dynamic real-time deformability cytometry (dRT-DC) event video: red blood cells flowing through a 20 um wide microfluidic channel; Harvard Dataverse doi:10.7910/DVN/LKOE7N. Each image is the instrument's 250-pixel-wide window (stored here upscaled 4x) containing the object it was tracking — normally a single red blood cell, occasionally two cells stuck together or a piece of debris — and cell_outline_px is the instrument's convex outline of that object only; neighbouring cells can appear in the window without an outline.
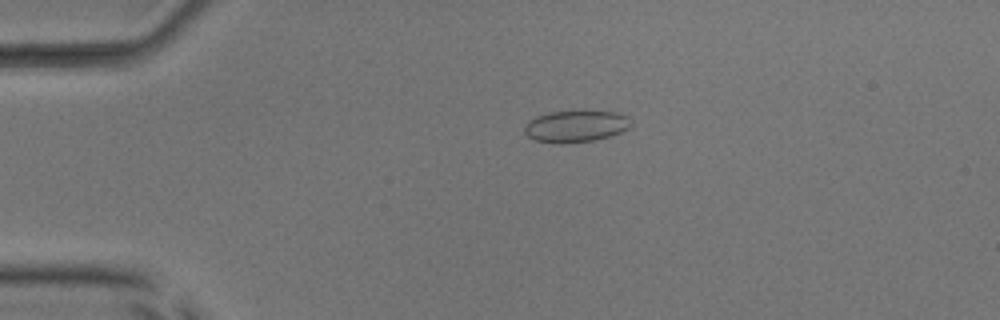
{"species": "common noctule bat (a hibernating species)", "species_latin": "Nyctalus noctula", "temperature_condition": "room temperature", "stored_images_in_passage": 52, "camera_frame_rate_fps": 3000, "um_per_image_px": 0.085, "animal": {"sex": "male", "body_mass_g": 17.9, "forearm_length_mm": 54.2}, "frame": {"image": 1, "passage_image": 12, "time_ms": 3.667, "image_size_px": [1000, 320], "cell_outline_px": [[632, 124], [628, 128], [620, 132], [608, 136], [592, 140], [564, 144], [536, 140], [528, 136], [524, 132], [524, 124], [528, 120], [536, 116], [548, 112], [584, 108], [616, 112], [628, 116]], "centroid_in_image_um": [48.93, 10.67], "position_along_channel_um": 36.1, "area_um2": 20.4}}
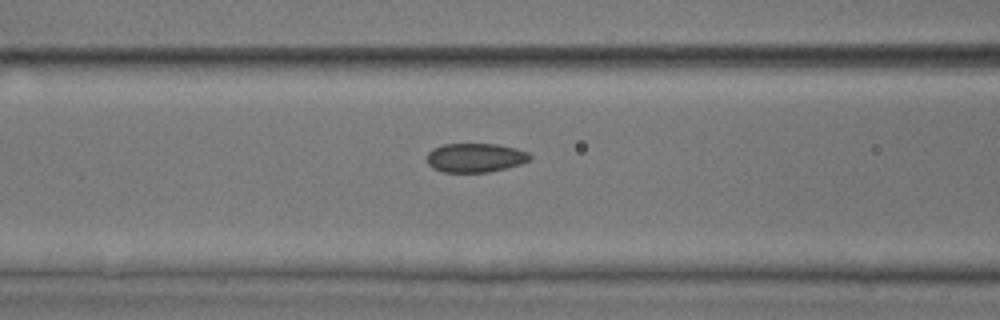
{"frame": {"image": 2, "passage_image": 22, "time_ms": 7.0, "image_size_px": [1000, 320], "cell_outline_px": [[532, 156], [528, 160], [520, 164], [488, 172], [444, 172], [432, 168], [428, 164], [428, 152], [432, 148], [444, 144], [496, 144], [516, 148], [528, 152]], "centroid_in_image_um": [40.38, 13.4], "position_along_channel_um": 126.2, "area_um2": 17.34}}
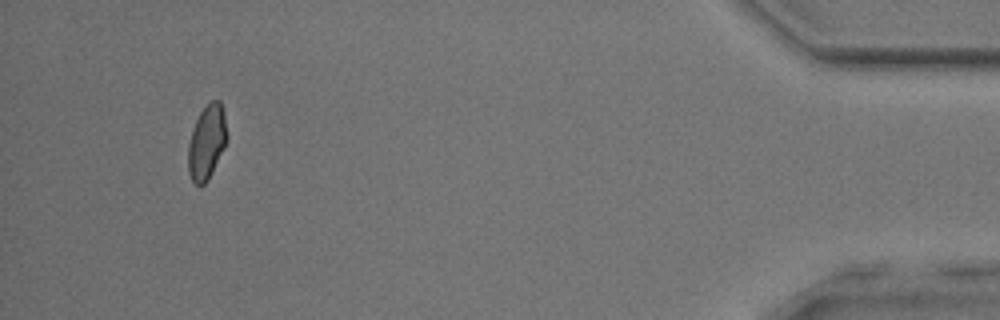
{"frame": {"image": 3, "passage_image": 49, "time_ms": 16.0, "image_size_px": [1000, 320], "cell_outline_px": [[228, 136], [224, 148], [208, 180], [204, 184], [196, 184], [192, 180], [188, 172], [188, 144], [196, 120], [200, 112], [212, 100], [220, 100], [224, 112]], "centroid_in_image_um": [17.59, 12.08], "position_along_channel_um": 417.6, "area_um2": 16.7}, "authors_computed_cell_mechanics": {"area_um2": 17.9469, "velocity_mm_per_s": 4.0054, "shape_relaxation_time_tau1_ms": 6.6739, "shape_relaxation_time_tau2_ms": 1.111, "deformation_change_tau1": 0.1104, "deformation_change_tau2": 0.0509}}